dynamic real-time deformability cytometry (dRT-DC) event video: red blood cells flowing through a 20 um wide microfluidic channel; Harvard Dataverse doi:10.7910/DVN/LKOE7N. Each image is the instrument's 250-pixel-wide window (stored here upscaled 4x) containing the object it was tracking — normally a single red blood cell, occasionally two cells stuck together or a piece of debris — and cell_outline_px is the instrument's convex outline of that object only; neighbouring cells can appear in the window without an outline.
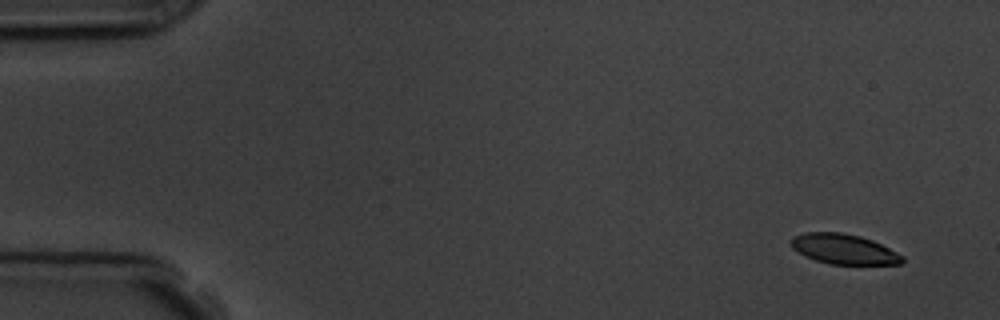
{"species": "common noctule bat (a hibernating species)", "species_latin": "Nyctalus noctula", "temperature_condition": "room temperature", "stored_images_in_passage": 6, "camera_frame_rate_fps": 3000, "um_per_image_px": 0.085, "animal": {"sex": "male", "body_mass_g": 19.5, "forearm_length_mm": 54.6}, "frame": {"image": 1, "passage_image": 1, "time_ms": 0.0, "image_size_px": [1000, 320], "cell_outline_px": [[904, 260], [900, 264], [832, 264], [816, 260], [804, 256], [792, 248], [788, 240], [792, 236], [804, 232], [840, 232], [860, 236], [872, 240], [904, 256]], "centroid_in_image_um": [71.67, 21.16], "position_along_channel_um": 13.3, "area_um2": 19.54}}
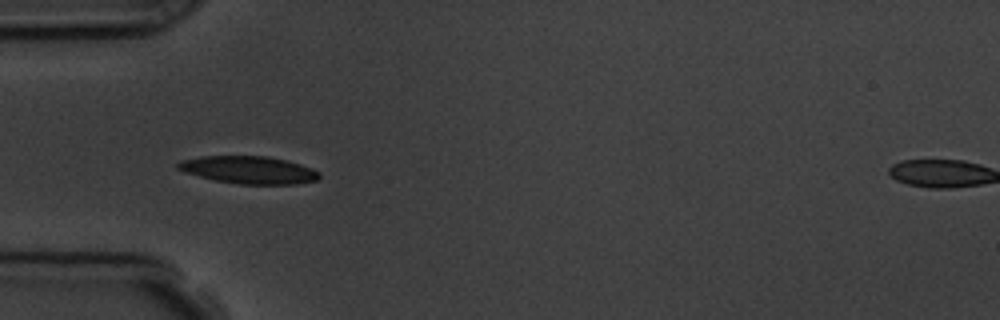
{"frame": {"image": 2, "passage_image": 5, "time_ms": 4.667, "image_size_px": [1000, 320], "cell_outline_px": [[320, 176], [316, 180], [296, 184], [240, 184], [216, 180], [184, 172], [176, 168], [176, 164], [180, 160], [200, 156], [268, 156], [288, 160], [312, 168], [320, 172]], "centroid_in_image_um": [21.15, 14.43], "position_along_channel_um": 63.9, "area_um2": 22.72}}